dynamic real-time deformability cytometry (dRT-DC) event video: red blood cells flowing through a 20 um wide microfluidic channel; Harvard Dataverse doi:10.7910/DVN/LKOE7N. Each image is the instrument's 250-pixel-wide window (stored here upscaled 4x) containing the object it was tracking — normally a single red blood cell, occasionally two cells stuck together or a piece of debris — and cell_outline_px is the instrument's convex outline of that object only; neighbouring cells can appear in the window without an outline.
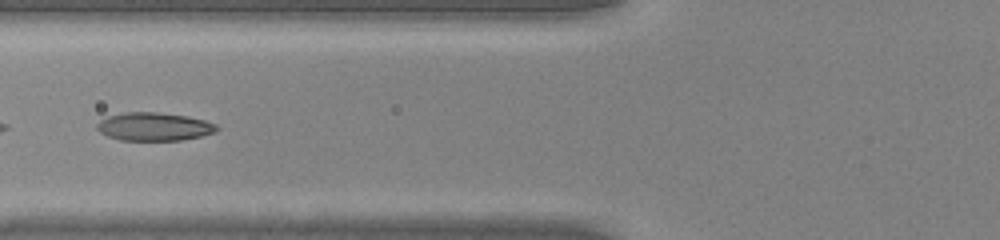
{"species": "common noctule bat (a hibernating species)", "species_latin": "Nyctalus noctula", "temperature_condition": "warm", "stored_images_in_passage": 13, "camera_frame_rate_fps": 3000, "um_per_image_px": 0.085, "animal": {"sex": "male", "body_mass_g": 20.0, "forearm_length_mm": 53.3}, "frame": {"image": 1, "passage_image": 8, "time_ms": 2.333, "image_size_px": [1000, 240], "cell_outline_px": [[220, 128], [216, 132], [200, 136], [180, 140], [120, 140], [108, 136], [100, 132], [96, 128], [96, 124], [100, 120], [108, 116], [124, 112], [156, 112], [188, 116], [204, 120], [216, 124]], "centroid_in_image_um": [13.09, 10.76], "position_along_channel_um": 112.7, "area_um2": 19.71}}